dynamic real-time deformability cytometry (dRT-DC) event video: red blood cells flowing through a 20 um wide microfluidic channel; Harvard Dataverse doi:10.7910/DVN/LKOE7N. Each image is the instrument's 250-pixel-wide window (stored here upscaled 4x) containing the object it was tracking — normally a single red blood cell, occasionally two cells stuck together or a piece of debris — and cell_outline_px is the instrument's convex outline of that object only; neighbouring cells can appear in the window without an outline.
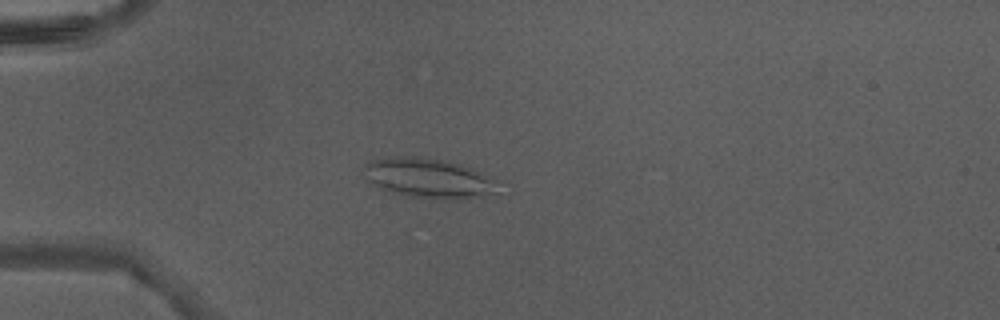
{"species": "Egyptian fruit bat (a non-hibernating species)", "species_latin": "Rousettus aegyptiacus", "temperature_condition": "warm", "stored_images_in_passage": 47, "camera_frame_rate_fps": 3000, "um_per_image_px": 0.085, "animal": {"sex": "male"}, "frame": {"image": 1, "passage_image": 14, "time_ms": 4.333, "image_size_px": [1000, 320], "cell_outline_px": [[500, 192], [460, 200], [440, 200], [408, 196], [380, 188], [372, 184], [360, 172], [364, 164], [368, 160], [392, 156], [416, 156], [444, 160], [472, 168], [480, 172], [492, 180]], "centroid_in_image_um": [36.34, 15.14], "position_along_channel_um": 48.7, "area_um2": 31.39}}
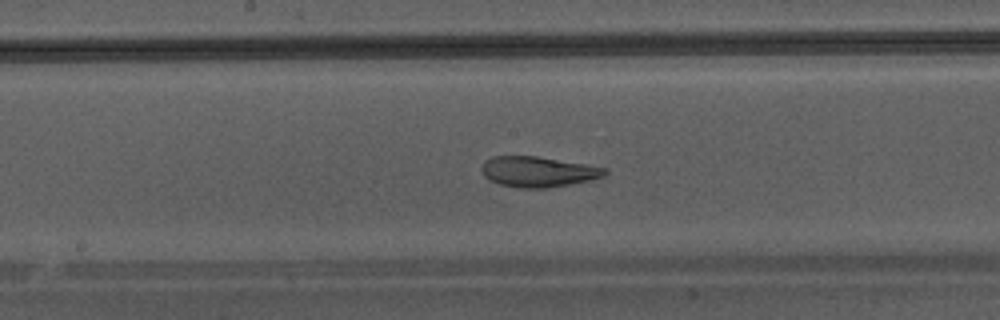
{"frame": {"image": 2, "passage_image": 26, "time_ms": 8.333, "image_size_px": [1000, 320], "cell_outline_px": [[608, 172], [604, 176], [592, 180], [548, 188], [520, 188], [500, 184], [488, 180], [484, 176], [480, 168], [484, 160], [492, 156], [536, 156], [608, 168]], "centroid_in_image_um": [45.72, 14.6], "position_along_channel_um": 202.5, "area_um2": 22.02}}
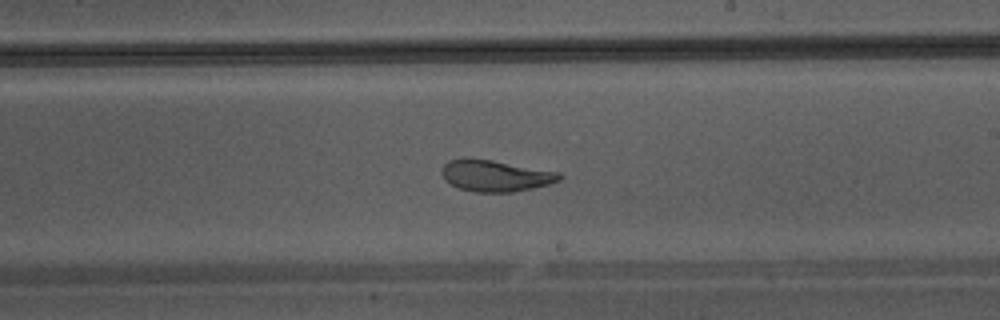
{"frame": {"image": 3, "passage_image": 29, "time_ms": 9.333, "image_size_px": [1000, 320], "cell_outline_px": [[564, 176], [560, 180], [548, 184], [532, 188], [512, 192], [476, 192], [456, 188], [444, 180], [440, 172], [440, 168], [448, 160], [492, 160], [560, 172]], "centroid_in_image_um": [42.1, 14.96], "position_along_channel_um": 246.9, "area_um2": 21.39}}